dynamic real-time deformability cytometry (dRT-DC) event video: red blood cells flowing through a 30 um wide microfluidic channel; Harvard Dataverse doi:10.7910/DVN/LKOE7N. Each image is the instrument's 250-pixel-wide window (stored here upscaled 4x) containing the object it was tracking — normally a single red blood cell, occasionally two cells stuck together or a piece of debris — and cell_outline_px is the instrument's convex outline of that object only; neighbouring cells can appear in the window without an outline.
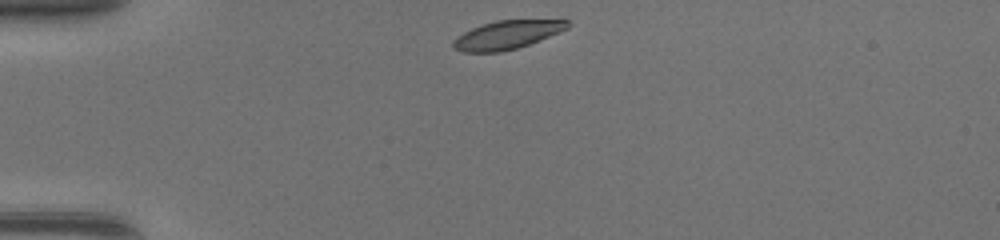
{"species": "common noctule bat (a hibernating species)", "species_latin": "Nyctalus noctula", "temperature_condition": "warm", "stored_images_in_passage": 37, "camera_frame_rate_fps": 3000, "um_per_image_px": 0.085, "animal": {"sex": "female", "body_mass_g": 17.0, "forearm_length_mm": 48.0}, "frame": {"image": 1, "passage_image": 1, "time_ms": 0.0, "image_size_px": [1000, 240], "cell_outline_px": [[572, 24], [568, 28], [560, 32], [528, 44], [516, 48], [500, 52], [460, 52], [452, 48], [452, 40], [456, 36], [472, 28], [496, 20], [564, 16]], "centroid_in_image_um": [43.22, 2.89], "position_along_channel_um": 41.8, "area_um2": 20.0}}
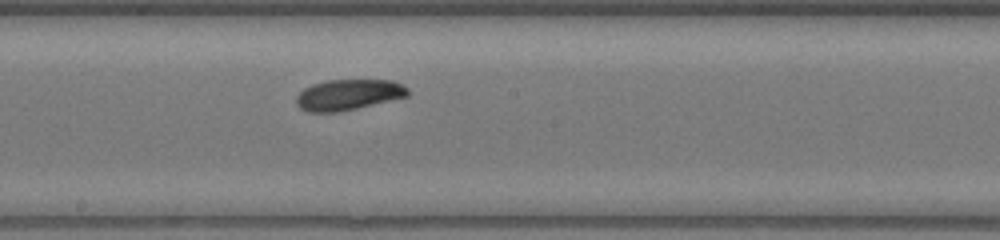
{"frame": {"image": 2, "passage_image": 16, "time_ms": 5.0, "image_size_px": [1000, 240], "cell_outline_px": [[408, 96], [356, 108], [336, 112], [308, 112], [300, 108], [296, 104], [296, 96], [304, 88], [312, 84], [328, 80], [392, 80], [408, 88]], "centroid_in_image_um": [29.58, 8.05], "position_along_channel_um": 218.6, "area_um2": 19.83}}
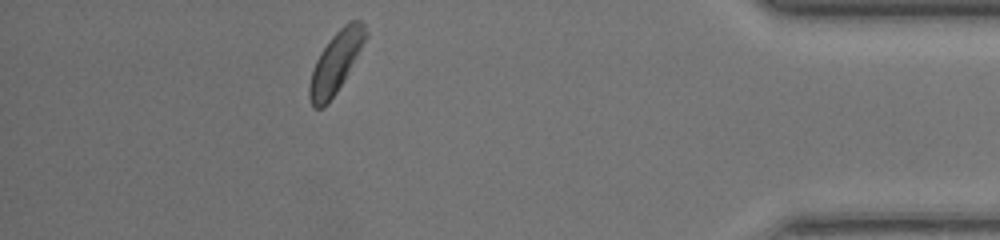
{"frame": {"image": 3, "passage_image": 32, "time_ms": 10.333, "image_size_px": [1000, 240], "cell_outline_px": [[368, 36], [344, 80], [336, 92], [324, 108], [312, 108], [308, 96], [308, 84], [316, 60], [320, 52], [332, 36], [348, 20], [360, 20], [364, 24], [368, 32]], "centroid_in_image_um": [28.53, 5.3], "position_along_channel_um": 406.7, "area_um2": 20.0}, "authors_computed_cell_mechanics": {"area_um2": 19.9988, "velocity_mm_per_s": 4.3322, "shape_relaxation_time_tau1_ms": 2.1196, "shape_relaxation_time_tau2_ms": 8.8971, "deformation_change_tau1": 0.0879, "deformation_change_tau2": 0.139}}